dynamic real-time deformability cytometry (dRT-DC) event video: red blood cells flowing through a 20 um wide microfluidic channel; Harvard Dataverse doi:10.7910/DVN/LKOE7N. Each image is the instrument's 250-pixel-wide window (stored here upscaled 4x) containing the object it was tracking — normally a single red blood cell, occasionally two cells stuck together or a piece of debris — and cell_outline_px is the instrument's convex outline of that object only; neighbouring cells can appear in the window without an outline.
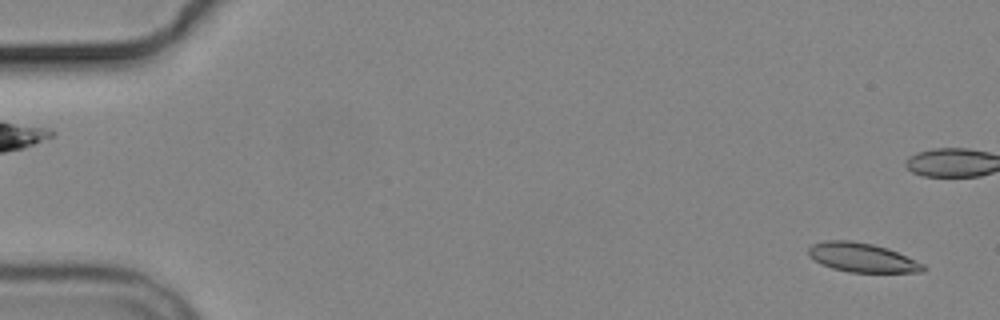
{"species": "common noctule bat (a hibernating species)", "species_latin": "Nyctalus noctula", "temperature_condition": "cold", "stored_images_in_passage": 3, "segment_of_instrument_passage": [2, 2], "camera_frame_rate_fps": 3000, "um_per_image_px": 0.085, "animal": {"sex": "male", "body_mass_g": 19.2, "forearm_length_mm": 51.8}, "frame": {"image": 1, "passage_image": 3, "time_ms": 3.0, "image_size_px": [1000, 320], "cell_outline_px": [[924, 272], [848, 272], [832, 268], [808, 256], [808, 248], [812, 244], [824, 240], [852, 240], [872, 244], [888, 248], [916, 260], [924, 264]], "centroid_in_image_um": [73.27, 21.88], "position_along_channel_um": 11.7, "area_um2": 19.42}}